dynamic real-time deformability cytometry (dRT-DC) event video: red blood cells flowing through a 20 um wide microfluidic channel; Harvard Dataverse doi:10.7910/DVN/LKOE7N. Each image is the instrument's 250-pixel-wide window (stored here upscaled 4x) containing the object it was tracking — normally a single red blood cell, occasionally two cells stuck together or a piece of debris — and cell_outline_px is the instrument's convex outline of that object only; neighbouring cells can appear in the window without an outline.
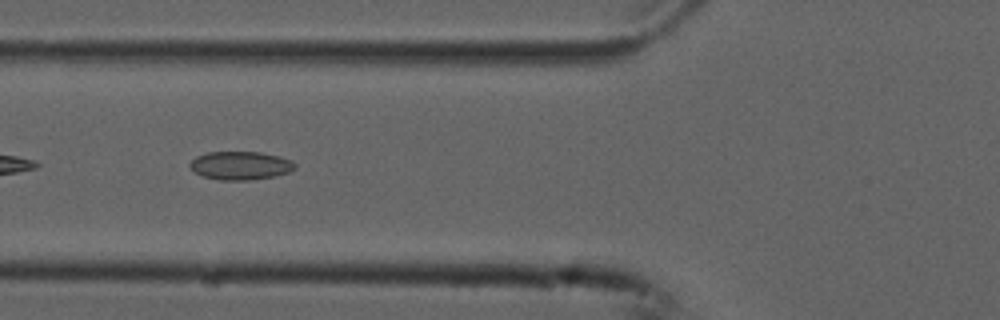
{"species": "common noctule bat (a hibernating species)", "species_latin": "Nyctalus noctula", "temperature_condition": "cold", "stored_images_in_passage": 8, "camera_frame_rate_fps": 3000, "um_per_image_px": 0.085, "animal": {"sex": "male", "forearm_length_mm": 52.5}, "frame": {"image": 1, "passage_image": 6, "time_ms": 1.667, "image_size_px": [1000, 320], "cell_outline_px": [[296, 168], [288, 172], [276, 176], [252, 180], [220, 180], [204, 176], [196, 172], [188, 164], [196, 156], [208, 152], [260, 152], [280, 156], [292, 160], [296, 164]], "centroid_in_image_um": [20.48, 14.07], "position_along_channel_um": 105.3, "area_um2": 17.4}}